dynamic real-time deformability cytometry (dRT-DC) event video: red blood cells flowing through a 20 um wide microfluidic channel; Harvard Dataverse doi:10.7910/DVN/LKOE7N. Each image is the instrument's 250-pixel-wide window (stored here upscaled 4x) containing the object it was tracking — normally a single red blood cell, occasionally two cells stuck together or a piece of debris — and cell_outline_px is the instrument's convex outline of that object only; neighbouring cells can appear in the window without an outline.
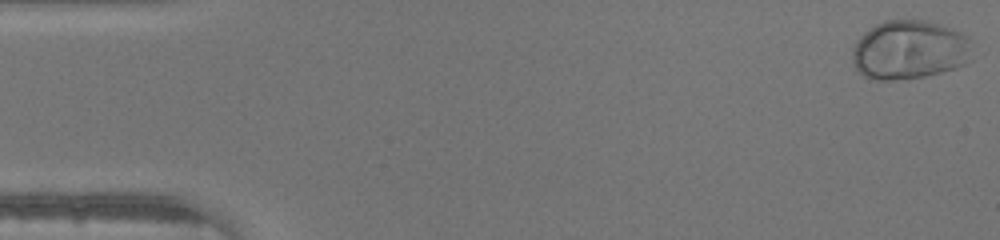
{"species": "human", "species_latin": "Homo sapiens", "temperature_condition": "warm", "stored_images_in_passage": 46, "camera_frame_rate_fps": 3000, "um_per_image_px": 0.085, "donor": {"sex": "male"}, "frame": {"image": 1, "passage_image": 1, "time_ms": 0.0, "image_size_px": [1000, 240], "cell_outline_px": [[972, 60], [956, 68], [924, 76], [892, 80], [876, 80], [864, 76], [852, 64], [852, 48], [856, 40], [864, 32], [876, 24], [884, 20], [928, 20], [940, 24], [960, 32], [968, 36]], "centroid_in_image_um": [77.28, 4.23], "position_along_channel_um": 7.7, "area_um2": 41.44}}
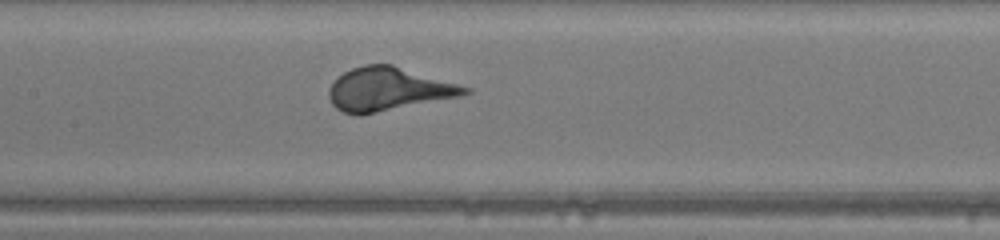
{"frame": {"image": 2, "passage_image": 22, "time_ms": 7.0, "image_size_px": [1000, 240], "cell_outline_px": [[472, 92], [460, 96], [360, 116], [344, 112], [336, 108], [332, 104], [328, 96], [328, 88], [344, 72], [352, 68], [364, 64], [392, 64], [472, 88]], "centroid_in_image_um": [33.0, 7.58], "position_along_channel_um": 174.4, "area_um2": 34.33}}
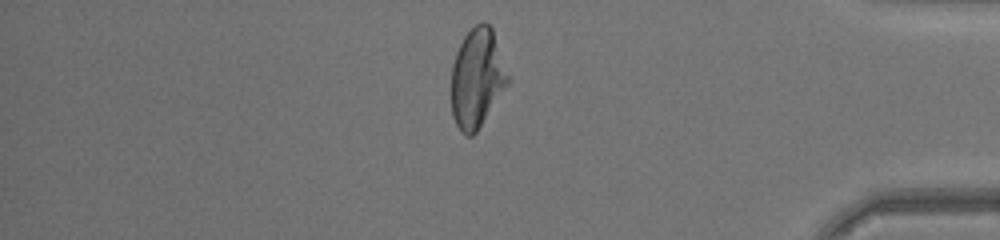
{"frame": {"image": 3, "passage_image": 39, "time_ms": 12.667, "image_size_px": [1000, 240], "cell_outline_px": [[508, 84], [476, 132], [472, 136], [468, 136], [460, 132], [452, 116], [452, 64], [456, 52], [464, 36], [480, 20], [484, 20], [492, 28], [508, 76]], "centroid_in_image_um": [40.52, 6.64], "position_along_channel_um": 394.7, "area_um2": 32.25}}